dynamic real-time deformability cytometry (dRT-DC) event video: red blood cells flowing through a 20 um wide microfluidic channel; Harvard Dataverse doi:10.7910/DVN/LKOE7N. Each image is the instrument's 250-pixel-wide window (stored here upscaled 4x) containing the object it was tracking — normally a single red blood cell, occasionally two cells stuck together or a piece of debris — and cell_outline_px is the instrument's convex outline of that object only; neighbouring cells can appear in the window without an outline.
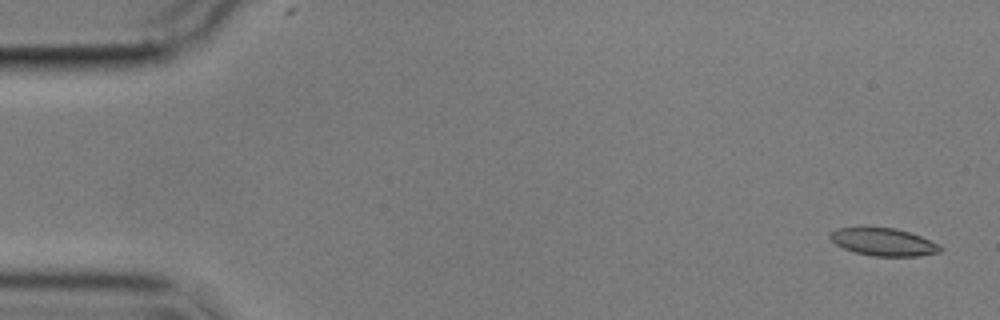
{"species": "common noctule bat (a hibernating species)", "species_latin": "Nyctalus noctula", "temperature_condition": "cold", "stored_images_in_passage": 4, "camera_frame_rate_fps": 3000, "um_per_image_px": 0.085, "animal": {"sex": "male", "body_mass_g": 17.9}, "frame": {"image": 1, "passage_image": 1, "time_ms": 0.0, "image_size_px": [1000, 320], "cell_outline_px": [[944, 248], [940, 252], [916, 256], [872, 256], [856, 252], [844, 248], [836, 244], [828, 236], [836, 228], [896, 228], [920, 236], [940, 244]], "centroid_in_image_um": [75.13, 20.58], "position_along_channel_um": 9.9, "area_um2": 17.51}}